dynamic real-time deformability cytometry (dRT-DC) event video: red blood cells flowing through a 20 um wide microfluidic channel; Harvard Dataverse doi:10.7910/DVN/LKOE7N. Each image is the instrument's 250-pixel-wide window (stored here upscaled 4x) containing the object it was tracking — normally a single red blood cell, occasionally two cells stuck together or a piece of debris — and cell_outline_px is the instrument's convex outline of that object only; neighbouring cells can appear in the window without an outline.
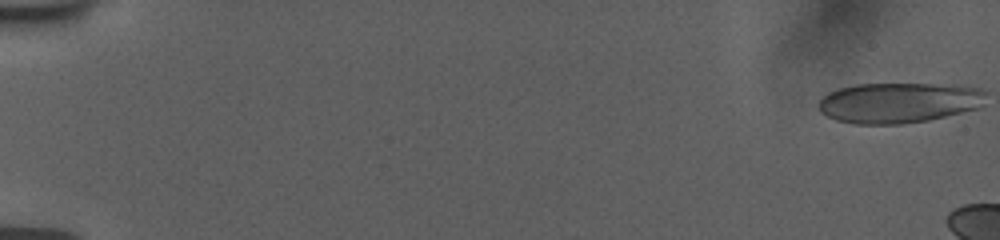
{"species": "human", "species_latin": "Homo sapiens", "temperature_condition": "room temperature", "stored_images_in_passage": 11, "camera_frame_rate_fps": 3000, "um_per_image_px": 0.085, "donor": {"sex": "female"}, "frame": {"image": 1, "passage_image": 1, "time_ms": 0.0, "image_size_px": [1000, 240], "cell_outline_px": [[976, 92], [972, 108], [944, 116], [928, 120], [904, 124], [856, 124], [836, 120], [828, 116], [820, 108], [820, 100], [824, 96], [832, 92], [844, 88], [860, 84], [924, 84], [960, 88]], "centroid_in_image_um": [76.08, 8.77], "position_along_channel_um": 8.9, "area_um2": 36.65}}